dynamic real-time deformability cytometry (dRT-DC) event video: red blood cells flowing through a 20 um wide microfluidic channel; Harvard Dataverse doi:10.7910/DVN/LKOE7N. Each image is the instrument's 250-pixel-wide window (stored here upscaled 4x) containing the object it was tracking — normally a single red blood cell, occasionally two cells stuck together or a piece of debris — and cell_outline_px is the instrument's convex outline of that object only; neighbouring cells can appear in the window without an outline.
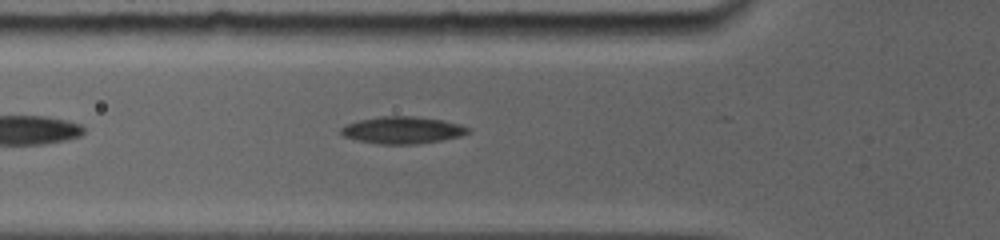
{"species": "common noctule bat (a hibernating species)", "species_latin": "Nyctalus noctula", "temperature_condition": "room temperature", "stored_images_in_passage": 23, "camera_frame_rate_fps": 5000, "um_per_image_px": 0.085, "animal": {"sex": "female", "body_mass_g": 19.0, "forearm_length_mm": 56.7}, "frame": {"image": 1, "passage_image": 2, "time_ms": 0.4, "image_size_px": [1000, 240], "cell_outline_px": [[472, 132], [460, 136], [440, 140], [416, 144], [376, 144], [356, 140], [344, 136], [340, 132], [340, 128], [348, 124], [360, 120], [380, 116], [416, 116], [440, 120], [460, 124], [472, 128]], "centroid_in_image_um": [34.23, 11.06], "position_along_channel_um": 91.6, "area_um2": 20.06}}
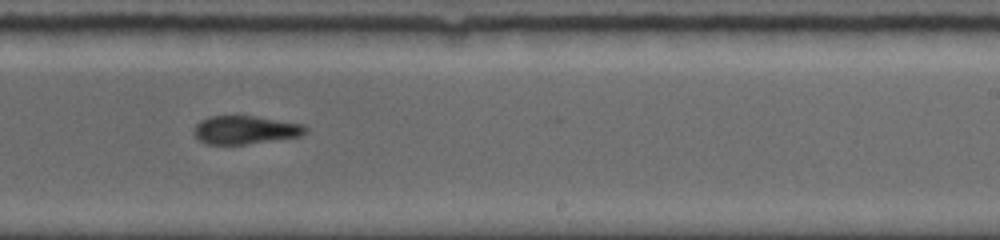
{"frame": {"image": 2, "passage_image": 13, "time_ms": 5.0, "image_size_px": [1000, 240], "cell_outline_px": [[308, 132], [300, 136], [244, 144], [208, 144], [200, 140], [192, 132], [196, 124], [200, 120], [208, 116], [256, 116], [304, 124], [308, 128]], "centroid_in_image_um": [20.85, 11.03], "position_along_channel_um": 268.1, "area_um2": 18.38}}
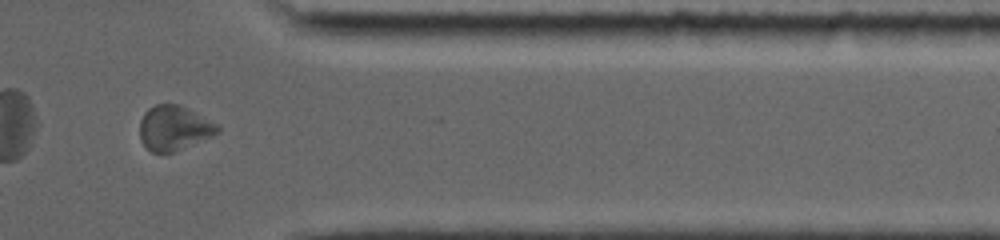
{"frame": {"image": 3, "passage_image": 21, "time_ms": 8.4, "image_size_px": [1000, 240], "cell_outline_px": [[220, 132], [212, 136], [172, 152], [152, 152], [140, 140], [140, 120], [144, 112], [148, 108], [156, 104], [180, 104], [188, 108], [216, 124], [220, 128]], "centroid_in_image_um": [14.77, 10.86], "position_along_channel_um": 396.6, "area_um2": 20.06}}